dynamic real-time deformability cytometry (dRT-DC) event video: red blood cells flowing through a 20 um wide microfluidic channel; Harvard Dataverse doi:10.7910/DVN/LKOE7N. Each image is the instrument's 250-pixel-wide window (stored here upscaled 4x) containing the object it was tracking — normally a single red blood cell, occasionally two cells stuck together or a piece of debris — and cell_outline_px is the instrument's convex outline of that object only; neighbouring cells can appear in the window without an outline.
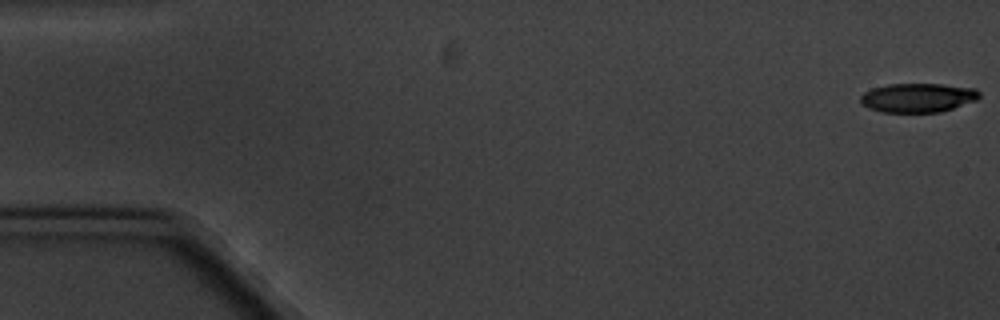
{"species": "common noctule bat (a hibernating species)", "species_latin": "Nyctalus noctula", "temperature_condition": "cold", "stored_images_in_passage": 6, "camera_frame_rate_fps": 3000, "um_per_image_px": 0.085, "animal": {"sex": "male", "body_mass_g": 20.1, "forearm_length_mm": 53.5}, "frame": {"image": 1, "passage_image": 1, "time_ms": 0.0, "image_size_px": [1000, 320], "cell_outline_px": [[980, 96], [976, 100], [940, 112], [880, 112], [868, 108], [860, 104], [860, 96], [864, 92], [872, 88], [888, 84], [944, 84], [976, 88], [980, 92]], "centroid_in_image_um": [77.99, 8.3], "position_along_channel_um": 7.0, "area_um2": 20.29}}
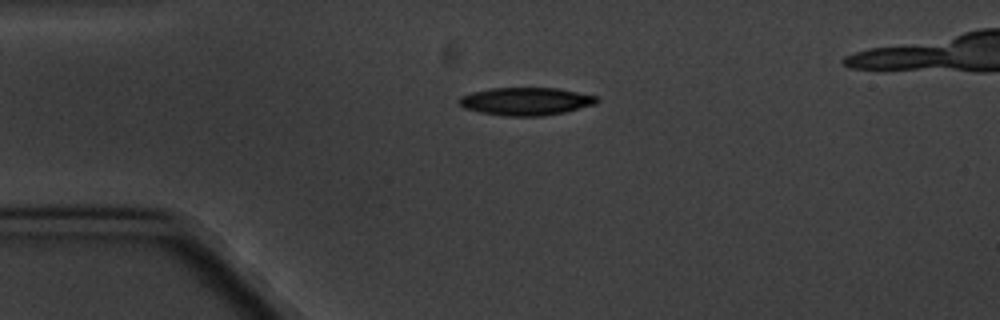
{"frame": {"image": 2, "passage_image": 4, "time_ms": 4.333, "image_size_px": [1000, 320], "cell_outline_px": [[600, 100], [596, 104], [564, 112], [544, 116], [504, 116], [480, 112], [464, 108], [456, 100], [460, 96], [472, 92], [492, 88], [556, 88], [596, 96]], "centroid_in_image_um": [44.68, 8.62], "position_along_channel_um": 40.3, "area_um2": 22.31}}